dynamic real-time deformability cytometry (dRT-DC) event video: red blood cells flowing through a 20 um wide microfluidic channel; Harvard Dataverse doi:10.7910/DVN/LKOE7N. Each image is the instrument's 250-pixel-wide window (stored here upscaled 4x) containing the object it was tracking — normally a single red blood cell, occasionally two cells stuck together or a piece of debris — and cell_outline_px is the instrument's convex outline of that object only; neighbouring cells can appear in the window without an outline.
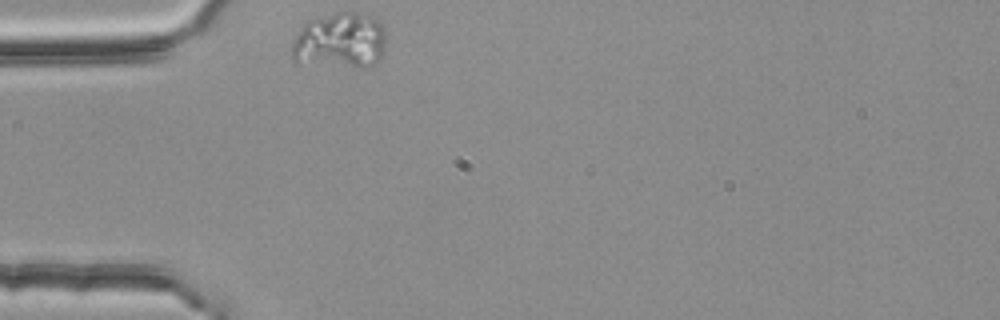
{"species": "common noctule bat (a hibernating species)", "species_latin": "Nyctalus noctula", "temperature_condition": "room temperature", "stored_images_in_passage": 1, "camera_frame_rate_fps": 3000, "um_per_image_px": 0.085, "animal": {"sex": "female", "body_mass_g": 25.1}, "frame": {"image": 1, "passage_image": 1, "time_ms": 0.0, "image_size_px": [1000, 320], "cell_outline_px": [[384, 52], [380, 60], [368, 68], [360, 68], [296, 64], [292, 60], [292, 44], [296, 36], [304, 24], [308, 20], [336, 12], [356, 12], [372, 16], [380, 20], [384, 28]], "centroid_in_image_um": [28.9, 3.49], "position_along_channel_um": 56.1, "area_um2": 31.56}}